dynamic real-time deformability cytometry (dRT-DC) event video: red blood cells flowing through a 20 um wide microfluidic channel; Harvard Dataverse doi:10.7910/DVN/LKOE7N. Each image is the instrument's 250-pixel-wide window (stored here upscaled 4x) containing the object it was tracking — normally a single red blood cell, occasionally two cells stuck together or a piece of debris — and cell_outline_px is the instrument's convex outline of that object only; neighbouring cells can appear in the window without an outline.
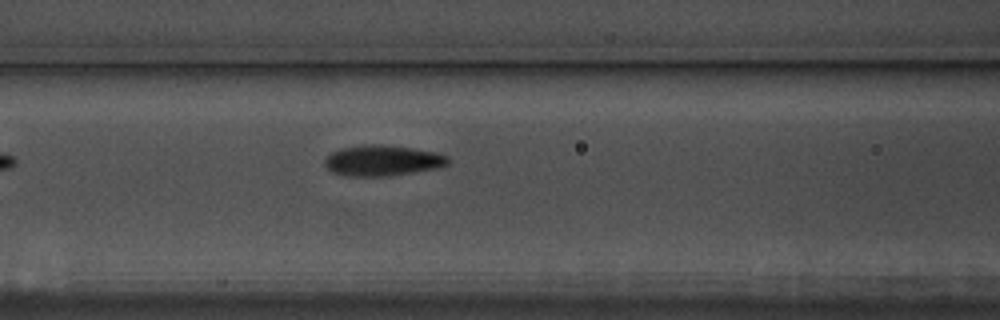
{"species": "common noctule bat (a hibernating species)", "species_latin": "Nyctalus noctula", "temperature_condition": "warm", "stored_images_in_passage": 21, "camera_frame_rate_fps": 3000, "um_per_image_px": 0.085, "animal": {"sex": "male", "body_mass_g": 17.5, "forearm_length_mm": 52.3}, "frame": {"image": 1, "passage_image": 6, "time_ms": 1.667, "image_size_px": [1000, 320], "cell_outline_px": [[448, 164], [436, 168], [384, 176], [344, 176], [332, 172], [324, 164], [324, 160], [332, 152], [344, 148], [364, 144], [380, 144], [412, 148], [436, 152], [448, 156]], "centroid_in_image_um": [32.49, 13.64], "position_along_channel_um": 134.1, "area_um2": 21.79}}
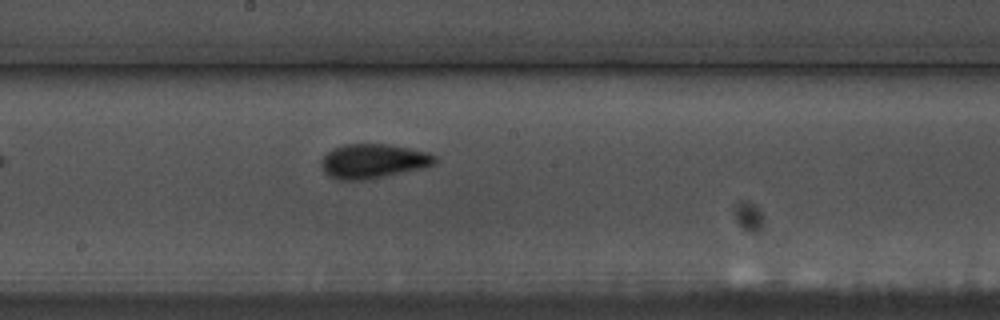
{"frame": {"image": 2, "passage_image": 13, "time_ms": 4.0, "image_size_px": [1000, 320], "cell_outline_px": [[436, 164], [424, 168], [368, 180], [336, 180], [328, 176], [324, 172], [324, 156], [332, 148], [344, 144], [388, 144], [428, 152], [436, 156]], "centroid_in_image_um": [31.76, 13.71], "position_along_channel_um": 216.4, "area_um2": 22.83}}
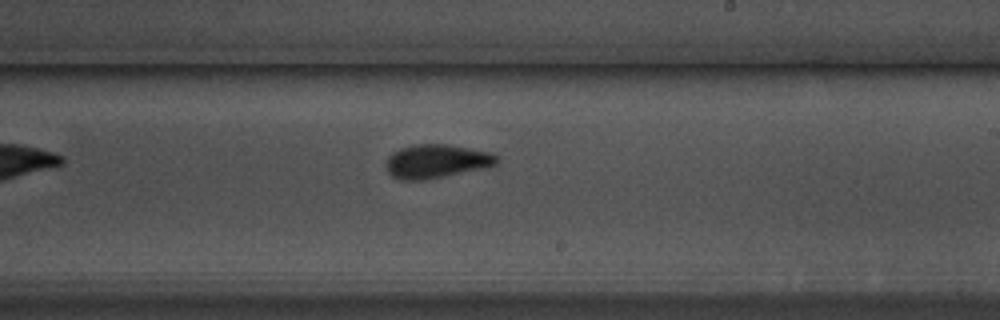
{"frame": {"image": 3, "passage_image": 16, "time_ms": 5.0, "image_size_px": [1000, 320], "cell_outline_px": [[500, 160], [496, 164], [484, 168], [420, 180], [400, 180], [392, 176], [388, 172], [384, 164], [388, 156], [392, 152], [400, 148], [416, 144], [448, 144], [492, 152], [500, 156]], "centroid_in_image_um": [37.1, 13.69], "position_along_channel_um": 251.9, "area_um2": 21.85}}